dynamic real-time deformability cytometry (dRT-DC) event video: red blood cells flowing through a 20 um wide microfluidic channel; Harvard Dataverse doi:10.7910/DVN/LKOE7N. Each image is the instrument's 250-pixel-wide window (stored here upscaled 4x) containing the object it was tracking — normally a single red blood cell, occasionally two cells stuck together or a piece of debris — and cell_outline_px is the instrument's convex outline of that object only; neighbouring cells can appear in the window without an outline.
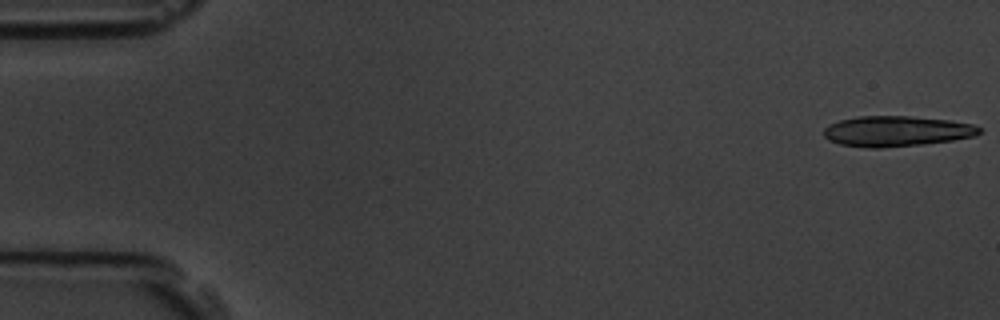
{"species": "common noctule bat (a hibernating species)", "species_latin": "Nyctalus noctula", "temperature_condition": "room temperature", "stored_images_in_passage": 7, "camera_frame_rate_fps": 3000, "um_per_image_px": 0.085, "animal": {"sex": "male", "body_mass_g": 19.5, "forearm_length_mm": 54.6}, "frame": {"image": 1, "passage_image": 1, "time_ms": 0.0, "image_size_px": [1000, 320], "cell_outline_px": [[980, 132], [976, 136], [952, 140], [920, 144], [880, 148], [868, 148], [840, 144], [828, 140], [824, 136], [824, 128], [828, 124], [840, 120], [860, 116], [908, 116], [948, 120], [972, 124], [980, 128]], "centroid_in_image_um": [76.17, 11.15], "position_along_channel_um": 8.8, "area_um2": 27.46}}
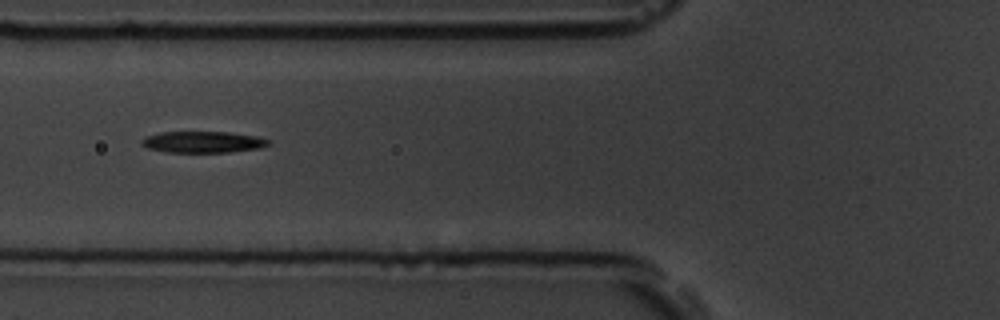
{"frame": {"image": 2, "passage_image": 6, "time_ms": 6.667, "image_size_px": [1000, 320], "cell_outline_px": [[272, 144], [260, 148], [228, 152], [164, 152], [148, 148], [140, 144], [140, 140], [144, 136], [160, 132], [228, 132], [256, 136], [268, 140]], "centroid_in_image_um": [17.2, 12.07], "position_along_channel_um": 108.6, "area_um2": 15.9}}
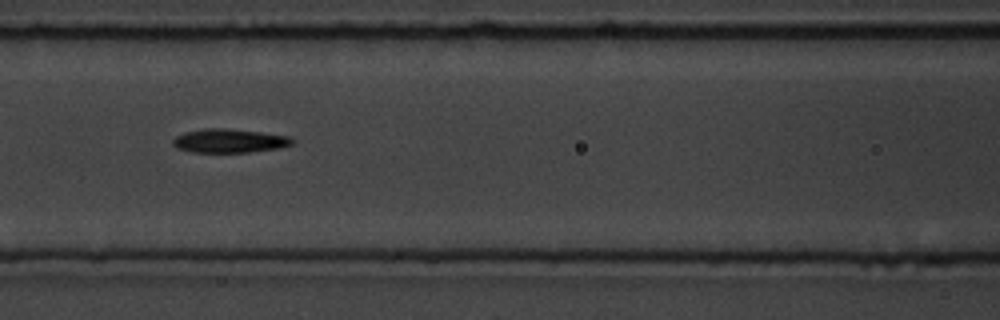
{"frame": {"image": 3, "passage_image": 7, "time_ms": 7.667, "image_size_px": [1000, 320], "cell_outline_px": [[296, 140], [292, 144], [280, 148], [248, 152], [192, 152], [176, 148], [172, 144], [172, 140], [176, 136], [184, 132], [204, 128], [224, 128], [260, 132], [292, 136]], "centroid_in_image_um": [19.51, 11.96], "position_along_channel_um": 147.1, "area_um2": 16.7}}